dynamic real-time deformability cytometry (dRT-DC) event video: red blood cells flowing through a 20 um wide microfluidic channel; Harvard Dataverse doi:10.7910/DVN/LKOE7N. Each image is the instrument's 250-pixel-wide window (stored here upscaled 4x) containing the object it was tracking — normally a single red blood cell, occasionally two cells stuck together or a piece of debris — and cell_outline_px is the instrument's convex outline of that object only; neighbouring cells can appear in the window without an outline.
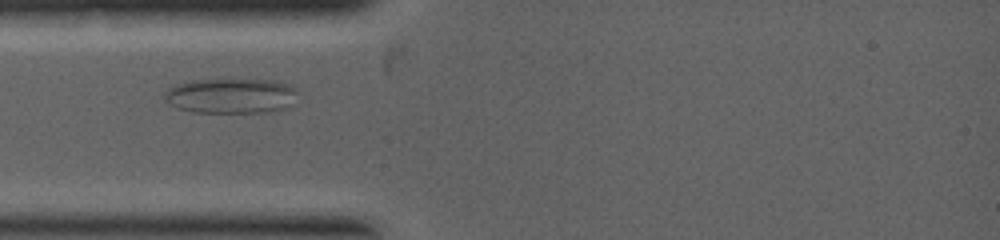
{"species": "common noctule bat (a hibernating species)", "species_latin": "Nyctalus noctula", "temperature_condition": "warm", "stored_images_in_passage": 2, "camera_frame_rate_fps": 5000, "um_per_image_px": 0.085, "animal": {"sex": "female", "body_mass_g": 19.0, "forearm_length_mm": 53.3}, "frame": {"image": 1, "passage_image": 1, "time_ms": 0.0, "image_size_px": [1000, 240], "cell_outline_px": [[296, 92], [292, 104], [288, 108], [268, 112], [192, 112], [176, 108], [164, 96], [164, 92], [168, 88], [176, 84], [192, 80], [272, 80], [288, 84], [296, 88]], "centroid_in_image_um": [19.64, 8.15], "position_along_channel_um": 65.4, "area_um2": 27.11}}